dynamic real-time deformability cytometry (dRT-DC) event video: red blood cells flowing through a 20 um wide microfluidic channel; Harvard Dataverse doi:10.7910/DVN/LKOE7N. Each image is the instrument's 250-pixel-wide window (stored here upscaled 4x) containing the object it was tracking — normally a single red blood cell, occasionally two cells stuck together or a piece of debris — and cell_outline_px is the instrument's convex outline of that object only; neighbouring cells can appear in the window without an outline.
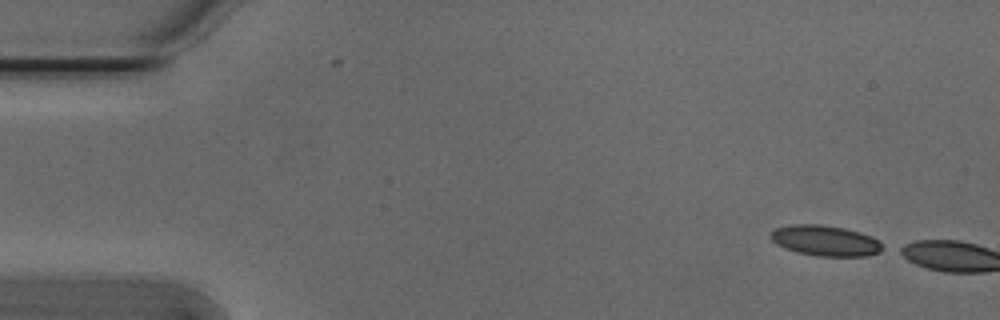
{"species": "Egyptian fruit bat (a non-hibernating species)", "species_latin": "Rousettus aegyptiacus", "temperature_condition": "cold", "stored_images_in_passage": 3, "camera_frame_rate_fps": 3000, "um_per_image_px": 0.085, "animal": {"sex": "male"}, "frame": {"image": 1, "passage_image": 1, "time_ms": 0.0, "image_size_px": [1000, 320], "cell_outline_px": [[888, 248], [880, 252], [864, 256], [816, 256], [796, 252], [784, 248], [776, 244], [772, 240], [772, 232], [776, 228], [792, 224], [820, 224], [844, 228], [860, 232], [872, 236]], "centroid_in_image_um": [70.2, 20.46], "position_along_channel_um": 14.8, "area_um2": 20.06}}